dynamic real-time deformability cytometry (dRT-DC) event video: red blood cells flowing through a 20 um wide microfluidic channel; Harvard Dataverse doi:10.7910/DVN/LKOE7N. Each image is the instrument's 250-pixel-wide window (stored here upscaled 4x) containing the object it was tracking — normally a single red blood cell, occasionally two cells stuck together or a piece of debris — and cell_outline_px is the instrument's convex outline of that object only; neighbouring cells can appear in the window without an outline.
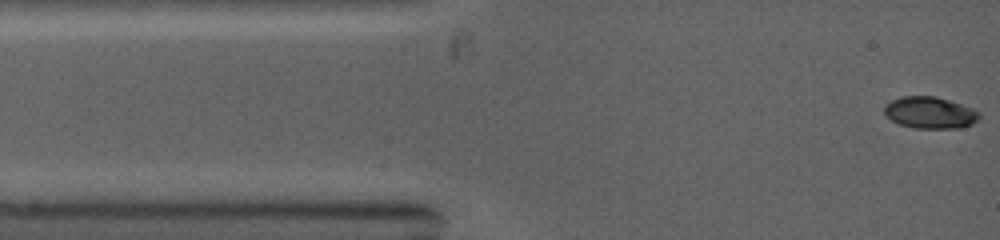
{"species": "common noctule bat (a hibernating species)", "species_latin": "Nyctalus noctula", "temperature_condition": "warm", "stored_images_in_passage": 24, "camera_frame_rate_fps": 5000, "um_per_image_px": 0.085, "animal": {"sex": "female", "body_mass_g": 19.0, "forearm_length_mm": 53.3}, "frame": {"image": 1, "passage_image": 1, "time_ms": 0.0, "image_size_px": [1000, 240], "cell_outline_px": [[980, 116], [972, 124], [960, 128], [912, 128], [900, 124], [892, 120], [884, 112], [884, 104], [900, 96], [936, 96], [972, 108], [980, 112]], "centroid_in_image_um": [79.03, 9.57], "position_along_channel_um": 6.0, "area_um2": 17.51}}
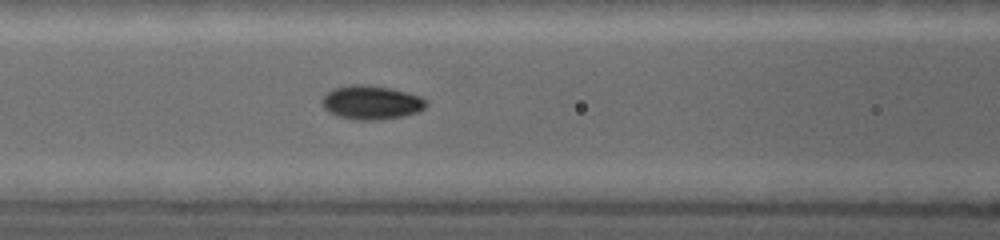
{"frame": {"image": 2, "passage_image": 14, "time_ms": 4.2, "image_size_px": [1000, 240], "cell_outline_px": [[428, 104], [420, 112], [404, 116], [380, 120], [356, 120], [340, 116], [328, 112], [320, 104], [320, 100], [332, 88], [348, 84], [368, 84], [388, 88], [420, 96], [428, 100]], "centroid_in_image_um": [31.55, 8.71], "position_along_channel_um": 135.0, "area_um2": 20.87}}
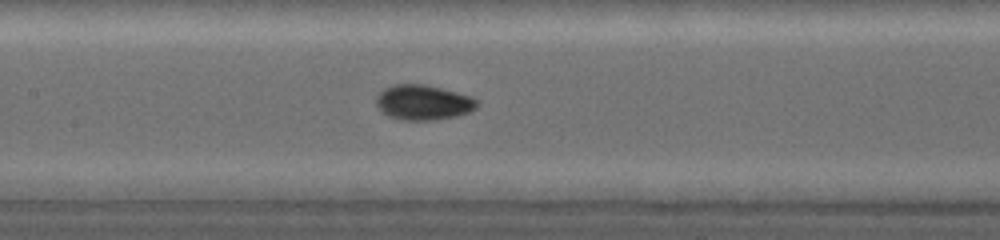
{"frame": {"image": 3, "passage_image": 16, "time_ms": 5.0, "image_size_px": [1000, 240], "cell_outline_px": [[480, 104], [476, 108], [468, 112], [456, 116], [432, 120], [400, 120], [388, 116], [376, 104], [376, 96], [384, 88], [392, 84], [424, 84], [472, 96]], "centroid_in_image_um": [35.97, 8.7], "position_along_channel_um": 171.4, "area_um2": 20.58}}